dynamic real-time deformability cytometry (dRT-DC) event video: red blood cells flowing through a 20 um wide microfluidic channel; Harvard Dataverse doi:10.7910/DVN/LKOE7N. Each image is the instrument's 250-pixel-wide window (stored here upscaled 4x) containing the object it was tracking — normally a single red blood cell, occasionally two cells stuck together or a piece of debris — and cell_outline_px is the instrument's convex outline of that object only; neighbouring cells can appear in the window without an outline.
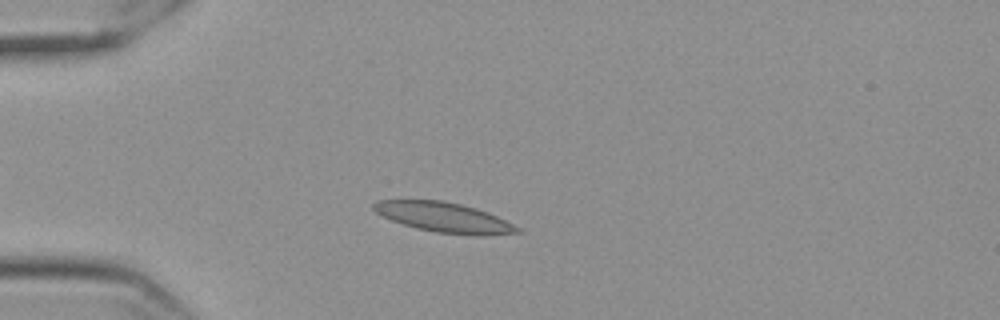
{"species": "Egyptian fruit bat (a non-hibernating species)", "species_latin": "Rousettus aegyptiacus", "temperature_condition": "cold", "stored_images_in_passage": 53, "camera_frame_rate_fps": 3000, "um_per_image_px": 0.085, "frame": {"image": 1, "passage_image": 11, "time_ms": 3.333, "image_size_px": [1000, 320], "cell_outline_px": [[524, 232], [476, 236], [436, 232], [416, 228], [392, 220], [376, 212], [372, 208], [372, 204], [376, 200], [444, 200], [476, 208], [488, 212], [520, 228]], "centroid_in_image_um": [37.75, 18.47], "position_along_channel_um": 47.3, "area_um2": 24.91}}
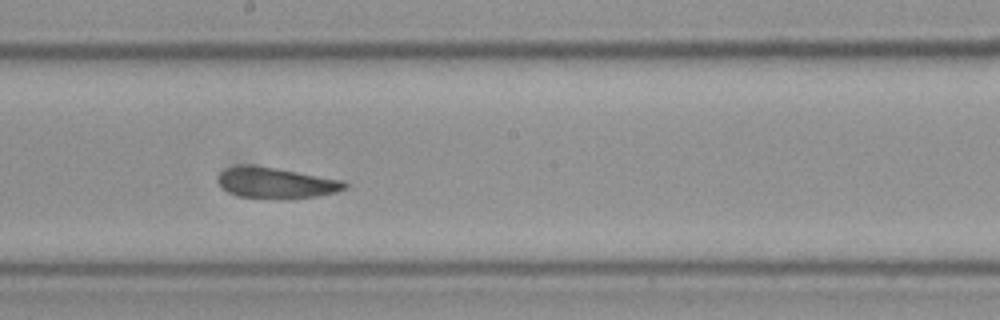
{"frame": {"image": 2, "passage_image": 28, "time_ms": 9.0, "image_size_px": [1000, 320], "cell_outline_px": [[348, 184], [344, 188], [336, 192], [316, 196], [280, 200], [276, 200], [240, 196], [228, 192], [216, 180], [216, 176], [220, 172], [228, 168], [244, 164], [252, 164], [276, 168], [344, 180]], "centroid_in_image_um": [23.44, 15.55], "position_along_channel_um": 224.8, "area_um2": 23.06}}
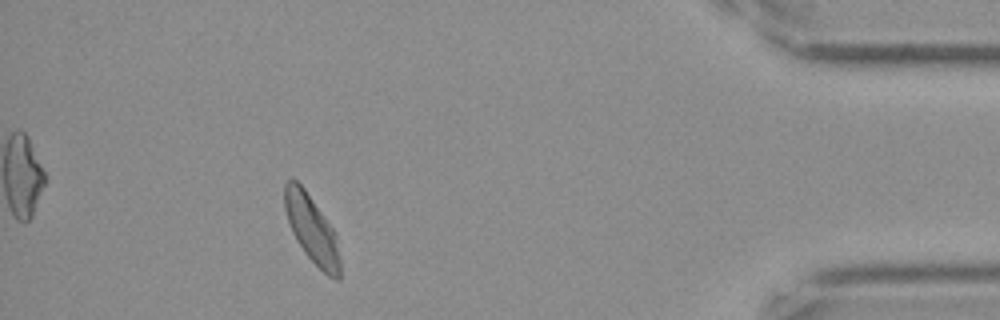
{"frame": {"image": 3, "passage_image": 48, "time_ms": 15.667, "image_size_px": [1000, 320], "cell_outline_px": [[340, 280], [336, 280], [328, 276], [304, 252], [296, 240], [292, 232], [284, 208], [284, 184], [288, 180], [296, 180], [304, 188], [332, 228], [340, 256]], "centroid_in_image_um": [26.48, 19.49], "position_along_channel_um": 408.7, "area_um2": 21.33}}